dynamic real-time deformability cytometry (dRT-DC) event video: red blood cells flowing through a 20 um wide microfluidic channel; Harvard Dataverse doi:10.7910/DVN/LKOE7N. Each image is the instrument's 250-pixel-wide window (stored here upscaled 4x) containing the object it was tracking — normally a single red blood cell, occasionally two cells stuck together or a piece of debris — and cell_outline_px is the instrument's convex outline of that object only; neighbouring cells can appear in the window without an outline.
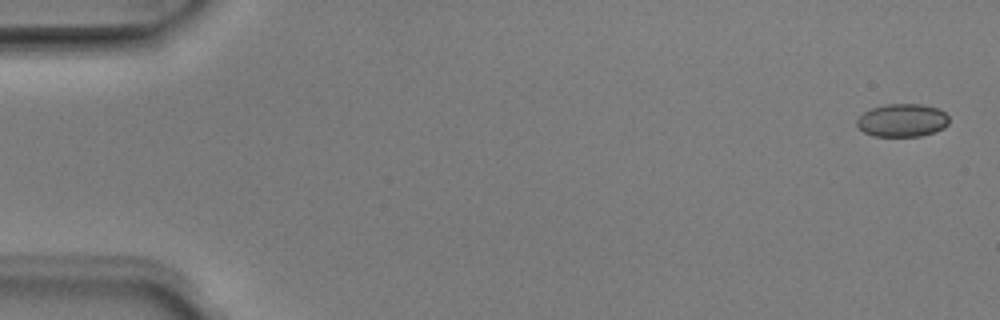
{"species": "Egyptian fruit bat (a non-hibernating species)", "species_latin": "Rousettus aegyptiacus", "temperature_condition": "room temperature", "stored_images_in_passage": 5, "camera_frame_rate_fps": 3000, "um_per_image_px": 0.085, "animal": {"sex": "male"}, "frame": {"image": 1, "passage_image": 1, "time_ms": 0.0, "image_size_px": [1000, 320], "cell_outline_px": [[948, 124], [944, 128], [920, 136], [872, 136], [864, 132], [856, 124], [856, 120], [864, 112], [872, 108], [888, 104], [920, 104], [940, 108], [948, 116]], "centroid_in_image_um": [76.7, 10.22], "position_along_channel_um": 8.3, "area_um2": 17.69}}
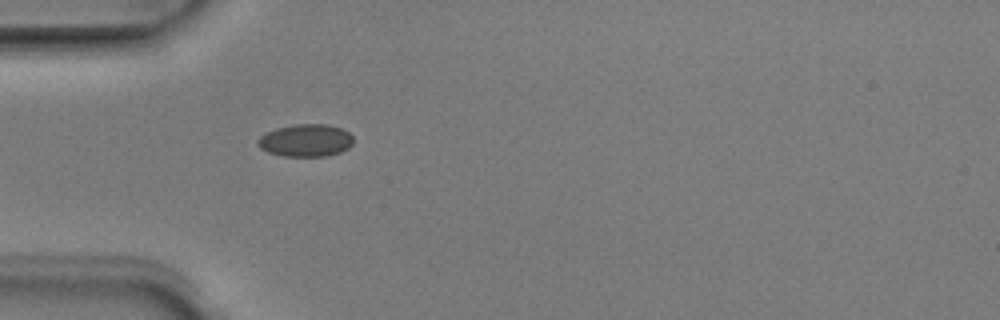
{"frame": {"image": 2, "passage_image": 5, "time_ms": 1.333, "image_size_px": [1000, 320], "cell_outline_px": [[352, 144], [348, 148], [340, 152], [328, 156], [284, 156], [268, 152], [260, 148], [256, 144], [256, 140], [260, 136], [276, 128], [296, 124], [328, 124], [340, 128], [348, 132], [352, 136]], "centroid_in_image_um": [25.97, 11.94], "position_along_channel_um": 59.0, "area_um2": 18.09}}